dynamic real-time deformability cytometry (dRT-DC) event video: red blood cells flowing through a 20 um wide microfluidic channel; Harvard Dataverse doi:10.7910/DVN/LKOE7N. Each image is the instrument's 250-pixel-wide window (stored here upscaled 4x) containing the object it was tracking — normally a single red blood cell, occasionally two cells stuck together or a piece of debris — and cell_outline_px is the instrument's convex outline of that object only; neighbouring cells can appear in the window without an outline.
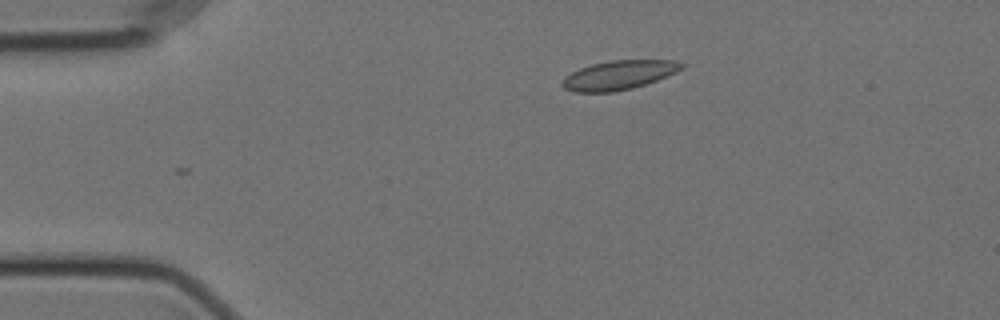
{"species": "Egyptian fruit bat (a non-hibernating species)", "species_latin": "Rousettus aegyptiacus", "temperature_condition": "cold", "stored_images_in_passage": 42, "camera_frame_rate_fps": 3000, "um_per_image_px": 0.085, "animal": {"sex": "female"}, "frame": {"image": 1, "passage_image": 1, "time_ms": 0.0, "image_size_px": [1000, 320], "cell_outline_px": [[684, 68], [676, 72], [656, 80], [632, 88], [612, 92], [576, 92], [564, 88], [560, 84], [564, 76], [580, 68], [592, 64], [608, 60], [676, 60], [684, 64]], "centroid_in_image_um": [52.58, 6.37], "position_along_channel_um": 32.4, "area_um2": 20.23}}
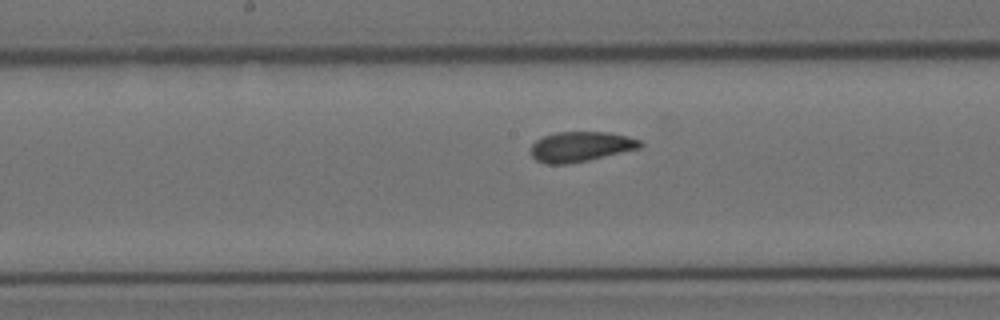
{"frame": {"image": 2, "passage_image": 19, "time_ms": 6.0, "image_size_px": [1000, 320], "cell_outline_px": [[644, 144], [640, 148], [588, 160], [568, 164], [548, 164], [536, 160], [532, 156], [532, 144], [536, 140], [544, 136], [556, 132], [608, 132], [628, 136], [640, 140]], "centroid_in_image_um": [49.37, 12.46], "position_along_channel_um": 198.8, "area_um2": 19.07}}
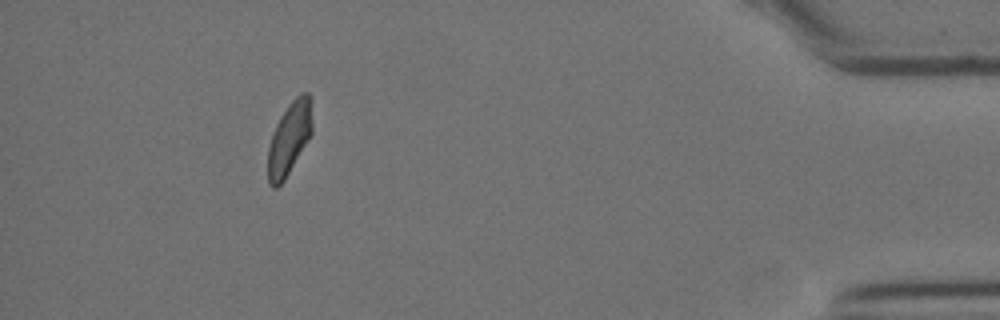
{"frame": {"image": 3, "passage_image": 42, "time_ms": 13.667, "image_size_px": [1000, 320], "cell_outline_px": [[312, 132], [308, 140], [284, 180], [276, 188], [272, 188], [268, 184], [268, 148], [272, 132], [280, 116], [288, 104], [300, 92], [308, 92], [312, 100]], "centroid_in_image_um": [24.6, 11.72], "position_along_channel_um": 410.6, "area_um2": 18.96}, "authors_computed_cell_mechanics": {"area_um2": 19.3341, "velocity_mm_per_s": 3.5286, "shape_relaxation_time_tau1_ms": null, "shape_relaxation_time_tau2_ms": 3.2369, "deformation_change_tau1": null, "deformation_change_tau2": 0.0575}}